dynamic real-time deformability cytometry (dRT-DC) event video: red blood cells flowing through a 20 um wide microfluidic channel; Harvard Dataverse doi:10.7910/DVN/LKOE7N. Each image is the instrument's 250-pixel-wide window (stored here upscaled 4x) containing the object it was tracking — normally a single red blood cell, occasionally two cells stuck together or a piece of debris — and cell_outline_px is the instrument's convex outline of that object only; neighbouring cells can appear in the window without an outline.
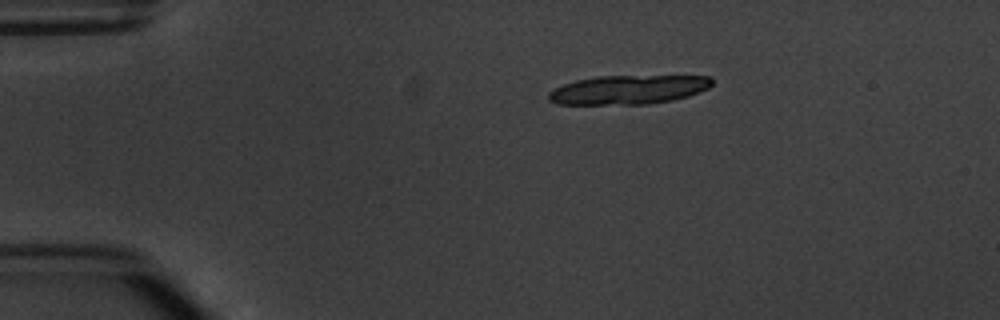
{"species": "common noctule bat (a hibernating species)", "species_latin": "Nyctalus noctula", "temperature_condition": "warm", "stored_images_in_passage": 7, "camera_frame_rate_fps": 3000, "um_per_image_px": 0.085, "animal": {"sex": "male", "body_mass_g": 20.1, "forearm_length_mm": 53.5}, "frame": {"image": 1, "passage_image": 1, "time_ms": 0.0, "image_size_px": [1000, 320], "cell_outline_px": [[712, 84], [708, 88], [688, 96], [672, 100], [648, 104], [556, 104], [548, 100], [548, 92], [564, 84], [576, 80], [596, 76], [712, 76]], "centroid_in_image_um": [53.39, 7.62], "position_along_channel_um": 31.6, "area_um2": 27.57}}